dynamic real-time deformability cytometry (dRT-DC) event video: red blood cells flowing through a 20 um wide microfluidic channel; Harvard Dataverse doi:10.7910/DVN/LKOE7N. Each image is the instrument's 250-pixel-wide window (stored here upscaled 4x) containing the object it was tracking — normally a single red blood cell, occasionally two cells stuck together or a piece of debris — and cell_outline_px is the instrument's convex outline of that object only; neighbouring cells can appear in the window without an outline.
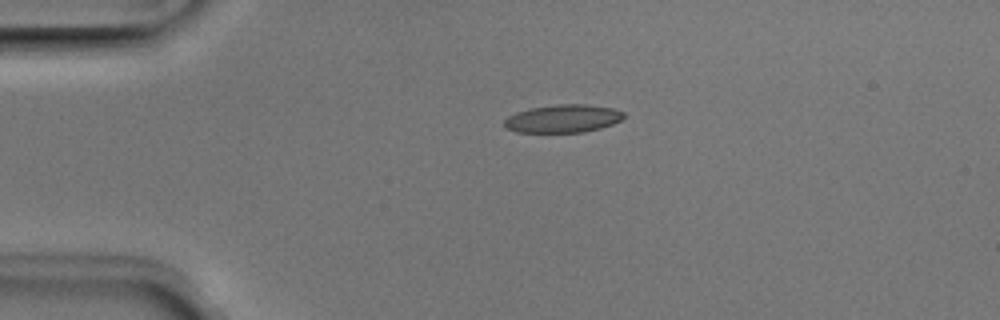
{"species": "Egyptian fruit bat (a non-hibernating species)", "species_latin": "Rousettus aegyptiacus", "temperature_condition": "room temperature", "stored_images_in_passage": 40, "camera_frame_rate_fps": 3000, "um_per_image_px": 0.085, "animal": {"sex": "male"}, "frame": {"image": 1, "passage_image": 1, "time_ms": 0.0, "image_size_px": [1000, 320], "cell_outline_px": [[624, 116], [620, 120], [612, 124], [600, 128], [584, 132], [516, 132], [504, 128], [504, 120], [508, 116], [516, 112], [532, 108], [560, 104], [588, 104], [612, 108], [624, 112]], "centroid_in_image_um": [47.83, 10.08], "position_along_channel_um": 37.2, "area_um2": 19.42}}
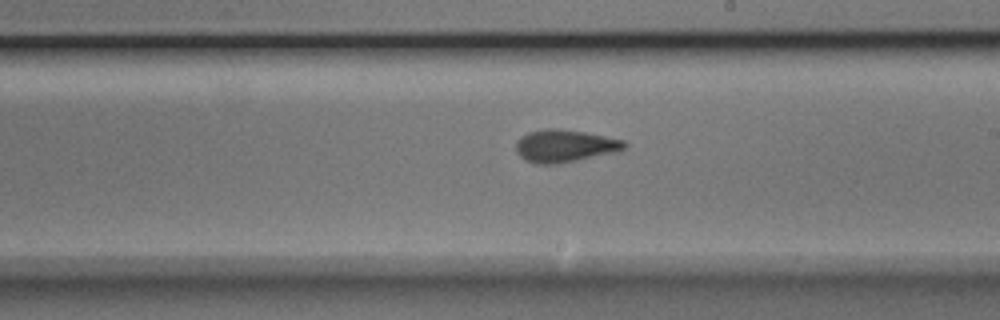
{"frame": {"image": 2, "passage_image": 19, "time_ms": 6.0, "image_size_px": [1000, 320], "cell_outline_px": [[628, 144], [624, 148], [616, 152], [556, 164], [536, 164], [524, 160], [516, 152], [516, 140], [528, 132], [544, 128], [556, 128], [584, 132], [624, 140]], "centroid_in_image_um": [47.97, 12.4], "position_along_channel_um": 241.0, "area_um2": 20.52}}
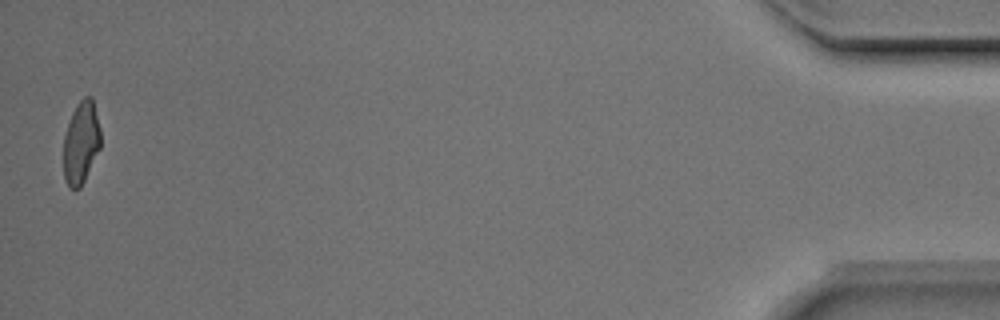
{"frame": {"image": 3, "passage_image": 40, "time_ms": 13.0, "image_size_px": [1000, 320], "cell_outline_px": [[100, 148], [80, 188], [68, 188], [64, 180], [64, 136], [72, 112], [76, 104], [84, 96], [92, 96], [100, 128]], "centroid_in_image_um": [6.89, 12.11], "position_along_channel_um": 428.3, "area_um2": 17.8}, "authors_computed_cell_mechanics": {"area_um2": 19.652, "velocity_mm_per_s": 3.9871, "shape_relaxation_time_tau1_ms": 4.5176, "shape_relaxation_time_tau2_ms": 1.3841, "deformation_change_tau1": 0.1322, "deformation_change_tau2": 0.0846}}